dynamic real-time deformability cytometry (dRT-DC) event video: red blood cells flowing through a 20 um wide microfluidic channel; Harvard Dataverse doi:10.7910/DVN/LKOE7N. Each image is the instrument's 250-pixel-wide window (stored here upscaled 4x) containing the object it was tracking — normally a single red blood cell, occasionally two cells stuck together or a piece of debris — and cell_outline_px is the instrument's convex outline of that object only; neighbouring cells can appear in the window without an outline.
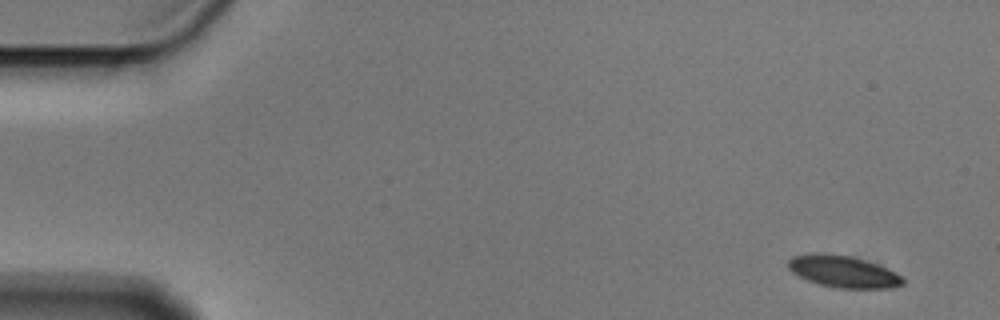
{"species": "Egyptian fruit bat (a non-hibernating species)", "species_latin": "Rousettus aegyptiacus", "temperature_condition": "cold", "stored_images_in_passage": 4, "camera_frame_rate_fps": 3000, "um_per_image_px": 0.085, "animal": {"sex": "male"}, "frame": {"image": 1, "passage_image": 1, "time_ms": 0.0, "image_size_px": [1000, 320], "cell_outline_px": [[904, 284], [892, 288], [836, 288], [820, 284], [808, 280], [792, 272], [788, 268], [788, 260], [792, 256], [808, 252], [820, 252], [848, 256], [864, 260], [888, 268], [896, 272], [904, 280]], "centroid_in_image_um": [71.65, 23.07], "position_along_channel_um": 13.4, "area_um2": 21.33}}
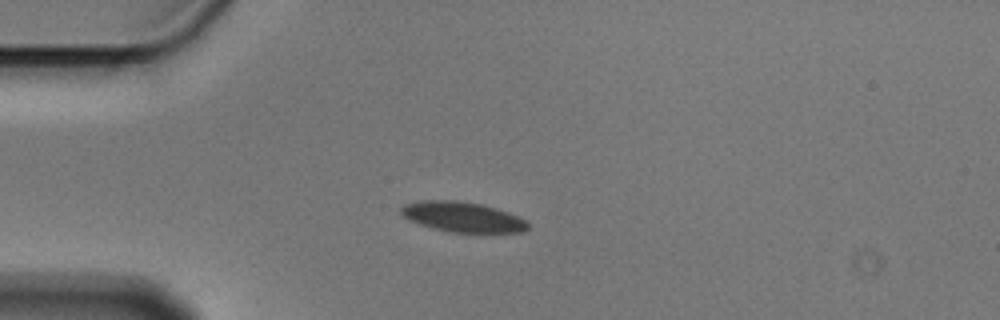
{"frame": {"image": 2, "passage_image": 4, "time_ms": 1.0, "image_size_px": [1000, 320], "cell_outline_px": [[528, 228], [524, 232], [452, 232], [432, 228], [408, 220], [400, 212], [400, 208], [404, 204], [420, 200], [456, 200], [480, 204], [496, 208], [508, 212], [524, 220], [528, 224]], "centroid_in_image_um": [39.27, 18.43], "position_along_channel_um": 45.7, "area_um2": 22.14}}